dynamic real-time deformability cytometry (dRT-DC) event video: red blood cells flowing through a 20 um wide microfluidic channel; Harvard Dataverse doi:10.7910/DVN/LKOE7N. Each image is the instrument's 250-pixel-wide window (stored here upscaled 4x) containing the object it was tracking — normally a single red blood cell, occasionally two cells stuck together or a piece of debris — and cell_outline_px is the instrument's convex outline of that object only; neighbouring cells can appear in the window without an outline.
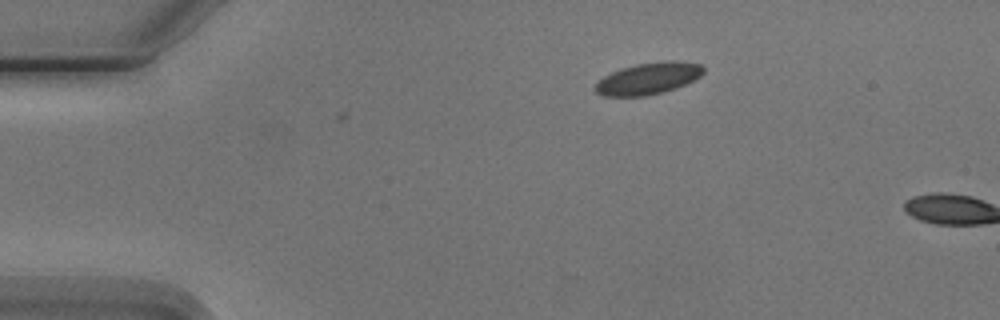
{"species": "Egyptian fruit bat (a non-hibernating species)", "species_latin": "Rousettus aegyptiacus", "temperature_condition": "cold", "stored_images_in_passage": 2, "camera_frame_rate_fps": 3000, "um_per_image_px": 0.085, "animal": {"sex": "male"}, "frame": {"image": 1, "passage_image": 1, "time_ms": 0.0, "image_size_px": [1000, 320], "cell_outline_px": [[704, 72], [700, 76], [676, 88], [644, 96], [604, 96], [596, 92], [592, 88], [604, 76], [620, 68], [636, 64], [664, 60], [676, 60], [700, 64], [704, 68]], "centroid_in_image_um": [55.09, 6.65], "position_along_channel_um": 29.9, "area_um2": 19.94}}